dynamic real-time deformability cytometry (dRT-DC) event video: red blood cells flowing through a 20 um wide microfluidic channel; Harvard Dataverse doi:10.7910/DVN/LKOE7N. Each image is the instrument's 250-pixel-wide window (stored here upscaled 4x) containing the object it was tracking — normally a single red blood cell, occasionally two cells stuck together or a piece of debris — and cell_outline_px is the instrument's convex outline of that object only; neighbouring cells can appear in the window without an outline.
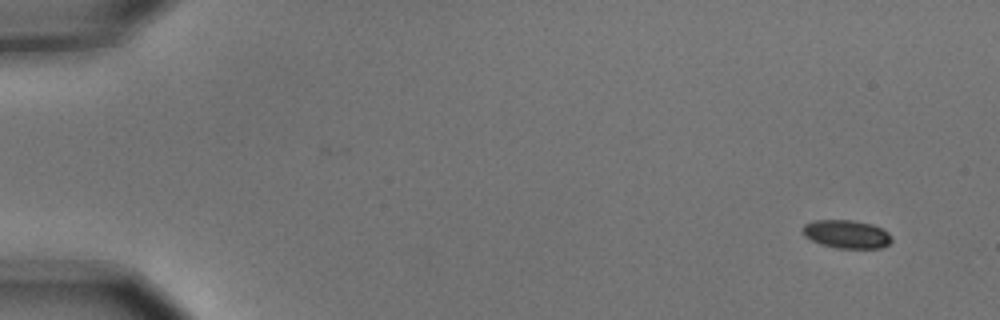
{"species": "common noctule bat (a hibernating species)", "species_latin": "Nyctalus noctula", "temperature_condition": "cold", "stored_images_in_passage": 4, "camera_frame_rate_fps": 3000, "um_per_image_px": 0.085, "animal": {"sex": "male", "body_mass_g": 15.6}, "frame": {"image": 1, "passage_image": 1, "time_ms": 0.0, "image_size_px": [1000, 320], "cell_outline_px": [[892, 240], [888, 244], [880, 248], [836, 248], [820, 244], [804, 236], [800, 228], [804, 224], [812, 220], [852, 220], [872, 224], [884, 228], [892, 236]], "centroid_in_image_um": [71.94, 19.89], "position_along_channel_um": 13.1, "area_um2": 14.91}}